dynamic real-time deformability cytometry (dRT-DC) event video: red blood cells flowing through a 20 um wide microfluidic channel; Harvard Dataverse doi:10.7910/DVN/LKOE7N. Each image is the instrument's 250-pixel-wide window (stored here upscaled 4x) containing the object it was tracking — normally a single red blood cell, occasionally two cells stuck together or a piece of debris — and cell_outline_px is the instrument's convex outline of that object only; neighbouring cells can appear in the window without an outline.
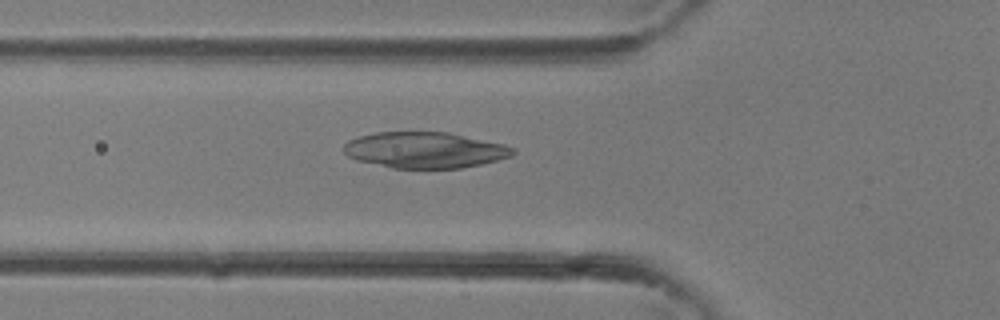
{"species": "common noctule bat (a hibernating species)", "species_latin": "Nyctalus noctula", "temperature_condition": "room temperature", "stored_images_in_passage": 28, "camera_frame_rate_fps": 3000, "um_per_image_px": 0.085, "animal": {"sex": "female"}, "frame": {"image": 1, "passage_image": 5, "time_ms": 1.333, "image_size_px": [1000, 320], "cell_outline_px": [[516, 152], [512, 156], [480, 164], [460, 168], [392, 168], [356, 160], [348, 156], [344, 152], [344, 144], [348, 140], [360, 136], [376, 132], [448, 132], [504, 144], [516, 148]], "centroid_in_image_um": [36.11, 12.75], "position_along_channel_um": 89.7, "area_um2": 35.49}}
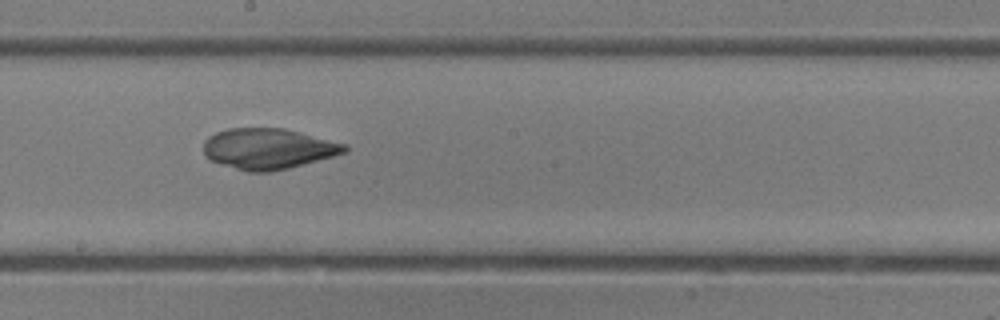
{"frame": {"image": 2, "passage_image": 12, "time_ms": 3.667, "image_size_px": [1000, 320], "cell_outline_px": [[348, 152], [288, 168], [272, 172], [248, 172], [220, 164], [208, 160], [204, 156], [204, 140], [208, 136], [216, 132], [228, 128], [284, 128], [348, 144]], "centroid_in_image_um": [22.78, 12.64], "position_along_channel_um": 225.4, "area_um2": 33.76}}
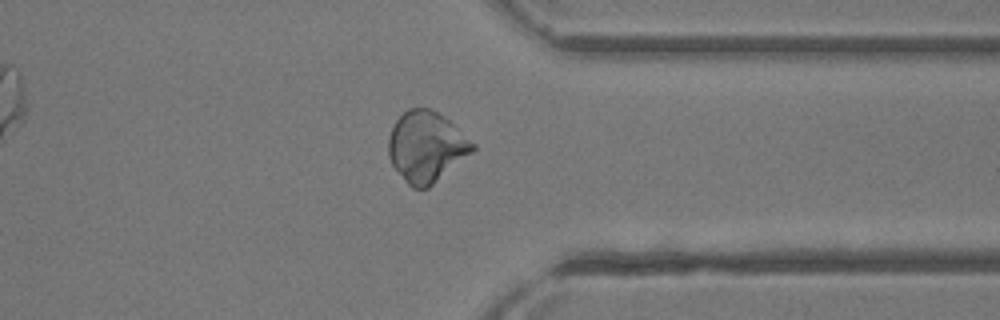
{"frame": {"image": 3, "passage_image": 20, "time_ms": 6.333, "image_size_px": [1000, 320], "cell_outline_px": [[476, 148], [472, 152], [428, 188], [412, 188], [408, 184], [392, 164], [388, 156], [388, 136], [396, 120], [408, 108], [428, 108], [444, 116], [476, 144]], "centroid_in_image_um": [36.22, 12.46], "position_along_channel_um": 375.2, "area_um2": 34.33}}